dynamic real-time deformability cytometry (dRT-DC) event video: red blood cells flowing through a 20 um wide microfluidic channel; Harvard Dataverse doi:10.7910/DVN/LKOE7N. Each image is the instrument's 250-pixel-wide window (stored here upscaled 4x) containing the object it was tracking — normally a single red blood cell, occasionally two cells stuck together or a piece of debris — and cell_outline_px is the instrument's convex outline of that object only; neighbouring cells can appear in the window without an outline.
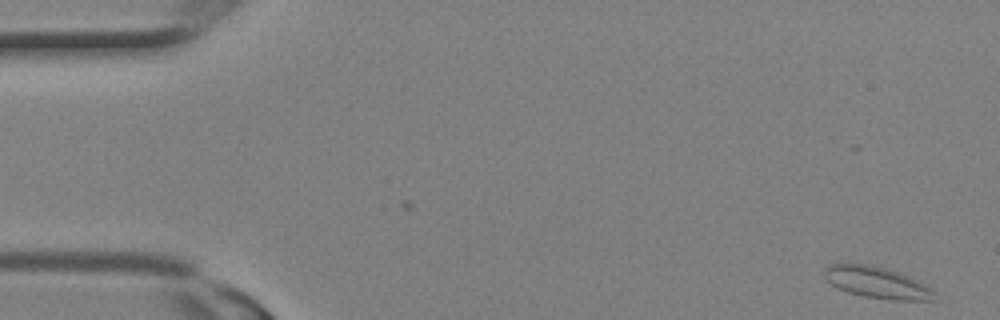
{"species": "Egyptian fruit bat (a non-hibernating species)", "species_latin": "Rousettus aegyptiacus", "temperature_condition": "room temperature", "stored_images_in_passage": 3, "camera_frame_rate_fps": 3000, "um_per_image_px": 0.085, "animal": {"sex": "female"}, "frame": {"image": 1, "passage_image": 1, "time_ms": 0.0, "image_size_px": [1000, 320], "cell_outline_px": [[932, 300], [892, 300], [864, 296], [848, 292], [824, 280], [824, 268], [828, 264], [844, 260], [848, 260], [888, 268], [900, 272], [924, 284], [932, 292]], "centroid_in_image_um": [74.39, 23.94], "position_along_channel_um": 10.6, "area_um2": 20.52}}
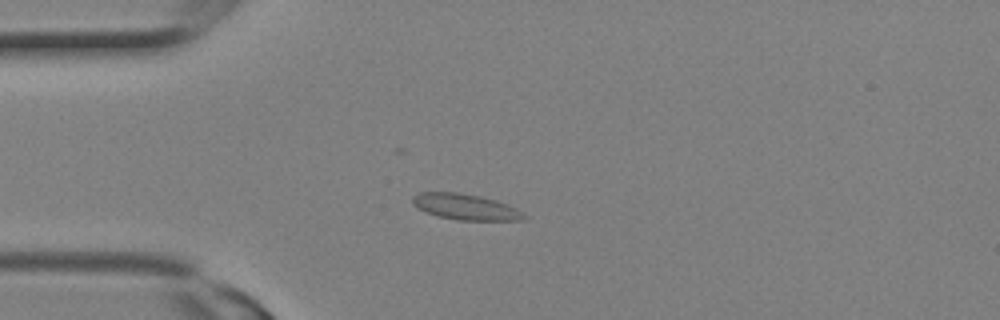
{"frame": {"image": 2, "passage_image": 3, "time_ms": 0.667, "image_size_px": [1000, 320], "cell_outline_px": [[528, 216], [520, 220], [456, 220], [436, 216], [424, 212], [412, 204], [412, 196], [420, 192], [460, 192], [480, 196], [496, 200], [508, 204], [516, 208]], "centroid_in_image_um": [39.53, 17.58], "position_along_channel_um": 45.5, "area_um2": 16.99}}